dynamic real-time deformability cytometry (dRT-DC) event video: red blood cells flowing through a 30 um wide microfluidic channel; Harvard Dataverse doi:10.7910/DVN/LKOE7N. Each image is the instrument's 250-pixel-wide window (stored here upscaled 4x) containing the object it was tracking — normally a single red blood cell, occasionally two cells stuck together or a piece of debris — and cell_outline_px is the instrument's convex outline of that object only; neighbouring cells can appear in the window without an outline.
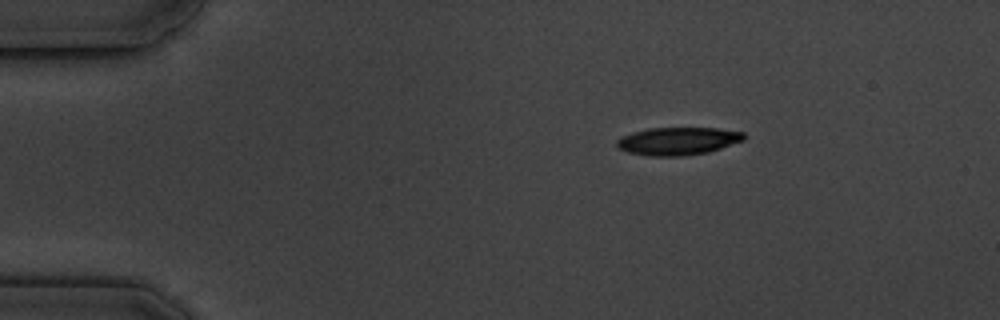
{"species": "common noctule bat (a hibernating species)", "species_latin": "Nyctalus noctula", "temperature_condition": "cold", "stored_images_in_passage": 11, "camera_frame_rate_fps": 3000, "um_per_image_px": 0.085, "animal": {"sex": "male", "body_mass_g": 19.5, "forearm_length_mm": 54.6}, "frame": {"image": 1, "passage_image": 1, "time_ms": 0.0, "image_size_px": [1000, 320], "cell_outline_px": [[744, 140], [708, 152], [680, 156], [648, 156], [628, 152], [620, 148], [616, 144], [616, 140], [620, 136], [632, 132], [648, 128], [716, 128], [744, 132]], "centroid_in_image_um": [57.59, 11.98], "position_along_channel_um": 27.4, "area_um2": 20.52}}
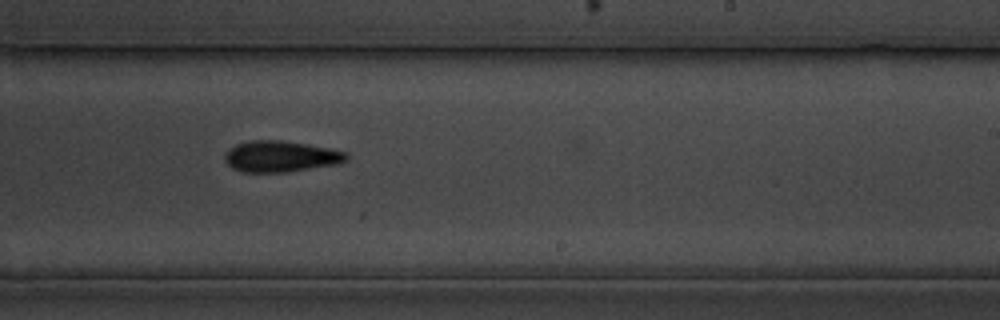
{"frame": {"image": 2, "passage_image": 8, "time_ms": 8.667, "image_size_px": [1000, 320], "cell_outline_px": [[348, 160], [340, 164], [284, 172], [240, 172], [232, 168], [224, 160], [224, 156], [228, 148], [236, 144], [248, 140], [280, 140], [308, 144], [348, 152]], "centroid_in_image_um": [23.85, 13.29], "position_along_channel_um": 265.1, "area_um2": 22.31}, "authors_computed_cell_mechanics": {"area_um2": 21.5016, "velocity_mm_per_s": 3.492, "shape_relaxation_time_tau1_ms": 2.1343, "shape_relaxation_time_tau2_ms": null, "deformation_change_tau1": 0.1191, "deformation_change_tau2": null}}